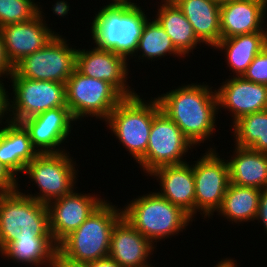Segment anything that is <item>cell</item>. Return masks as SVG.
<instances>
[{
	"label": "cell",
	"instance_id": "cell-32",
	"mask_svg": "<svg viewBox=\"0 0 267 267\" xmlns=\"http://www.w3.org/2000/svg\"><path fill=\"white\" fill-rule=\"evenodd\" d=\"M51 267H90V262L75 260L65 255L58 247L54 252Z\"/></svg>",
	"mask_w": 267,
	"mask_h": 267
},
{
	"label": "cell",
	"instance_id": "cell-12",
	"mask_svg": "<svg viewBox=\"0 0 267 267\" xmlns=\"http://www.w3.org/2000/svg\"><path fill=\"white\" fill-rule=\"evenodd\" d=\"M195 181V214L210 218L217 212L230 183L227 160L209 148L197 161H193Z\"/></svg>",
	"mask_w": 267,
	"mask_h": 267
},
{
	"label": "cell",
	"instance_id": "cell-31",
	"mask_svg": "<svg viewBox=\"0 0 267 267\" xmlns=\"http://www.w3.org/2000/svg\"><path fill=\"white\" fill-rule=\"evenodd\" d=\"M242 77L247 81L267 85V45L253 59Z\"/></svg>",
	"mask_w": 267,
	"mask_h": 267
},
{
	"label": "cell",
	"instance_id": "cell-25",
	"mask_svg": "<svg viewBox=\"0 0 267 267\" xmlns=\"http://www.w3.org/2000/svg\"><path fill=\"white\" fill-rule=\"evenodd\" d=\"M266 45L267 32H253L221 39L214 49L225 50L229 69L241 77Z\"/></svg>",
	"mask_w": 267,
	"mask_h": 267
},
{
	"label": "cell",
	"instance_id": "cell-2",
	"mask_svg": "<svg viewBox=\"0 0 267 267\" xmlns=\"http://www.w3.org/2000/svg\"><path fill=\"white\" fill-rule=\"evenodd\" d=\"M149 18L133 3L112 0L100 8L91 22L95 47L110 50L127 61L137 51L139 39Z\"/></svg>",
	"mask_w": 267,
	"mask_h": 267
},
{
	"label": "cell",
	"instance_id": "cell-37",
	"mask_svg": "<svg viewBox=\"0 0 267 267\" xmlns=\"http://www.w3.org/2000/svg\"><path fill=\"white\" fill-rule=\"evenodd\" d=\"M90 267H122L118 262L109 256L90 262Z\"/></svg>",
	"mask_w": 267,
	"mask_h": 267
},
{
	"label": "cell",
	"instance_id": "cell-9",
	"mask_svg": "<svg viewBox=\"0 0 267 267\" xmlns=\"http://www.w3.org/2000/svg\"><path fill=\"white\" fill-rule=\"evenodd\" d=\"M76 52L57 33L42 49L19 61L11 76L66 84L76 67Z\"/></svg>",
	"mask_w": 267,
	"mask_h": 267
},
{
	"label": "cell",
	"instance_id": "cell-6",
	"mask_svg": "<svg viewBox=\"0 0 267 267\" xmlns=\"http://www.w3.org/2000/svg\"><path fill=\"white\" fill-rule=\"evenodd\" d=\"M19 190L0 193V251L21 232L51 236L47 205Z\"/></svg>",
	"mask_w": 267,
	"mask_h": 267
},
{
	"label": "cell",
	"instance_id": "cell-19",
	"mask_svg": "<svg viewBox=\"0 0 267 267\" xmlns=\"http://www.w3.org/2000/svg\"><path fill=\"white\" fill-rule=\"evenodd\" d=\"M185 162L155 169L149 176L160 182L158 193L173 205L181 207L193 219L195 215V181L192 164Z\"/></svg>",
	"mask_w": 267,
	"mask_h": 267
},
{
	"label": "cell",
	"instance_id": "cell-7",
	"mask_svg": "<svg viewBox=\"0 0 267 267\" xmlns=\"http://www.w3.org/2000/svg\"><path fill=\"white\" fill-rule=\"evenodd\" d=\"M66 106L75 121L96 117L106 121L124 96L110 83L82 75L76 69L65 84Z\"/></svg>",
	"mask_w": 267,
	"mask_h": 267
},
{
	"label": "cell",
	"instance_id": "cell-33",
	"mask_svg": "<svg viewBox=\"0 0 267 267\" xmlns=\"http://www.w3.org/2000/svg\"><path fill=\"white\" fill-rule=\"evenodd\" d=\"M18 178H16L0 162V193L13 192L19 188Z\"/></svg>",
	"mask_w": 267,
	"mask_h": 267
},
{
	"label": "cell",
	"instance_id": "cell-29",
	"mask_svg": "<svg viewBox=\"0 0 267 267\" xmlns=\"http://www.w3.org/2000/svg\"><path fill=\"white\" fill-rule=\"evenodd\" d=\"M138 53L140 55H138ZM137 54V55H136ZM173 54L180 58H185L174 46L170 36L166 33L163 27L155 18L152 21L149 19L144 26L142 35L139 39L138 48L135 57L138 59H160L166 55ZM142 57V58H141Z\"/></svg>",
	"mask_w": 267,
	"mask_h": 267
},
{
	"label": "cell",
	"instance_id": "cell-36",
	"mask_svg": "<svg viewBox=\"0 0 267 267\" xmlns=\"http://www.w3.org/2000/svg\"><path fill=\"white\" fill-rule=\"evenodd\" d=\"M255 220L261 221V225H263L267 232V188L261 190L259 195L258 210Z\"/></svg>",
	"mask_w": 267,
	"mask_h": 267
},
{
	"label": "cell",
	"instance_id": "cell-1",
	"mask_svg": "<svg viewBox=\"0 0 267 267\" xmlns=\"http://www.w3.org/2000/svg\"><path fill=\"white\" fill-rule=\"evenodd\" d=\"M213 87L191 83L179 86L156 99L165 113L182 131L183 135L196 147L212 138L216 130L218 98ZM214 130V131H213Z\"/></svg>",
	"mask_w": 267,
	"mask_h": 267
},
{
	"label": "cell",
	"instance_id": "cell-18",
	"mask_svg": "<svg viewBox=\"0 0 267 267\" xmlns=\"http://www.w3.org/2000/svg\"><path fill=\"white\" fill-rule=\"evenodd\" d=\"M155 246L122 217L114 225L108 256L122 267H153L148 261Z\"/></svg>",
	"mask_w": 267,
	"mask_h": 267
},
{
	"label": "cell",
	"instance_id": "cell-40",
	"mask_svg": "<svg viewBox=\"0 0 267 267\" xmlns=\"http://www.w3.org/2000/svg\"><path fill=\"white\" fill-rule=\"evenodd\" d=\"M123 2L137 4V3L131 2V0H123ZM164 2H173V0H161V3H164Z\"/></svg>",
	"mask_w": 267,
	"mask_h": 267
},
{
	"label": "cell",
	"instance_id": "cell-26",
	"mask_svg": "<svg viewBox=\"0 0 267 267\" xmlns=\"http://www.w3.org/2000/svg\"><path fill=\"white\" fill-rule=\"evenodd\" d=\"M159 7L155 19L170 36L175 48L184 57L188 56L189 52H193V49L202 43L191 23L174 2L160 3Z\"/></svg>",
	"mask_w": 267,
	"mask_h": 267
},
{
	"label": "cell",
	"instance_id": "cell-11",
	"mask_svg": "<svg viewBox=\"0 0 267 267\" xmlns=\"http://www.w3.org/2000/svg\"><path fill=\"white\" fill-rule=\"evenodd\" d=\"M13 88L10 114L20 123L49 109L66 106L65 84L55 81L32 80L10 76Z\"/></svg>",
	"mask_w": 267,
	"mask_h": 267
},
{
	"label": "cell",
	"instance_id": "cell-3",
	"mask_svg": "<svg viewBox=\"0 0 267 267\" xmlns=\"http://www.w3.org/2000/svg\"><path fill=\"white\" fill-rule=\"evenodd\" d=\"M122 216L153 244L186 230L193 218L158 192L139 196L122 208Z\"/></svg>",
	"mask_w": 267,
	"mask_h": 267
},
{
	"label": "cell",
	"instance_id": "cell-35",
	"mask_svg": "<svg viewBox=\"0 0 267 267\" xmlns=\"http://www.w3.org/2000/svg\"><path fill=\"white\" fill-rule=\"evenodd\" d=\"M14 71V67L10 63V61L7 58L6 52H5V47H4V40L3 36L0 32V79L3 76L9 79V77L12 75ZM9 76V77H8Z\"/></svg>",
	"mask_w": 267,
	"mask_h": 267
},
{
	"label": "cell",
	"instance_id": "cell-14",
	"mask_svg": "<svg viewBox=\"0 0 267 267\" xmlns=\"http://www.w3.org/2000/svg\"><path fill=\"white\" fill-rule=\"evenodd\" d=\"M104 200L92 194L71 193L47 204L50 232L58 245L66 236L76 230Z\"/></svg>",
	"mask_w": 267,
	"mask_h": 267
},
{
	"label": "cell",
	"instance_id": "cell-5",
	"mask_svg": "<svg viewBox=\"0 0 267 267\" xmlns=\"http://www.w3.org/2000/svg\"><path fill=\"white\" fill-rule=\"evenodd\" d=\"M160 110L156 97L146 102L136 94L124 97L106 120L109 130L128 149L135 162L146 154L153 117Z\"/></svg>",
	"mask_w": 267,
	"mask_h": 267
},
{
	"label": "cell",
	"instance_id": "cell-4",
	"mask_svg": "<svg viewBox=\"0 0 267 267\" xmlns=\"http://www.w3.org/2000/svg\"><path fill=\"white\" fill-rule=\"evenodd\" d=\"M122 209L104 201L58 248L72 259L92 262L109 255L114 225L122 218Z\"/></svg>",
	"mask_w": 267,
	"mask_h": 267
},
{
	"label": "cell",
	"instance_id": "cell-20",
	"mask_svg": "<svg viewBox=\"0 0 267 267\" xmlns=\"http://www.w3.org/2000/svg\"><path fill=\"white\" fill-rule=\"evenodd\" d=\"M267 7L258 2L229 0L220 5L221 38L253 32H267L263 23ZM263 26V27H262Z\"/></svg>",
	"mask_w": 267,
	"mask_h": 267
},
{
	"label": "cell",
	"instance_id": "cell-21",
	"mask_svg": "<svg viewBox=\"0 0 267 267\" xmlns=\"http://www.w3.org/2000/svg\"><path fill=\"white\" fill-rule=\"evenodd\" d=\"M5 125L0 127V162L17 178L39 153L21 123L11 121Z\"/></svg>",
	"mask_w": 267,
	"mask_h": 267
},
{
	"label": "cell",
	"instance_id": "cell-22",
	"mask_svg": "<svg viewBox=\"0 0 267 267\" xmlns=\"http://www.w3.org/2000/svg\"><path fill=\"white\" fill-rule=\"evenodd\" d=\"M57 247L52 236H37L31 231L21 232L0 251V254L6 260L10 259L15 263L51 267Z\"/></svg>",
	"mask_w": 267,
	"mask_h": 267
},
{
	"label": "cell",
	"instance_id": "cell-17",
	"mask_svg": "<svg viewBox=\"0 0 267 267\" xmlns=\"http://www.w3.org/2000/svg\"><path fill=\"white\" fill-rule=\"evenodd\" d=\"M218 109H227L234 124L241 117L267 109V85L245 80L242 76L226 79L216 90Z\"/></svg>",
	"mask_w": 267,
	"mask_h": 267
},
{
	"label": "cell",
	"instance_id": "cell-39",
	"mask_svg": "<svg viewBox=\"0 0 267 267\" xmlns=\"http://www.w3.org/2000/svg\"><path fill=\"white\" fill-rule=\"evenodd\" d=\"M246 1L258 2V3L263 4L267 7V0H246Z\"/></svg>",
	"mask_w": 267,
	"mask_h": 267
},
{
	"label": "cell",
	"instance_id": "cell-34",
	"mask_svg": "<svg viewBox=\"0 0 267 267\" xmlns=\"http://www.w3.org/2000/svg\"><path fill=\"white\" fill-rule=\"evenodd\" d=\"M1 80L2 78L0 79V124L5 118H7L5 119V123L9 124L12 121L10 114V98L9 95H7L8 91H6V88L4 87L5 85Z\"/></svg>",
	"mask_w": 267,
	"mask_h": 267
},
{
	"label": "cell",
	"instance_id": "cell-8",
	"mask_svg": "<svg viewBox=\"0 0 267 267\" xmlns=\"http://www.w3.org/2000/svg\"><path fill=\"white\" fill-rule=\"evenodd\" d=\"M69 152L39 153L26 165L24 174L31 178L34 185H38L39 193L25 194L38 202L49 204L71 193L76 186L78 169L76 161L69 156ZM36 183V184H35Z\"/></svg>",
	"mask_w": 267,
	"mask_h": 267
},
{
	"label": "cell",
	"instance_id": "cell-28",
	"mask_svg": "<svg viewBox=\"0 0 267 267\" xmlns=\"http://www.w3.org/2000/svg\"><path fill=\"white\" fill-rule=\"evenodd\" d=\"M232 128L236 146L267 154V109L241 117Z\"/></svg>",
	"mask_w": 267,
	"mask_h": 267
},
{
	"label": "cell",
	"instance_id": "cell-27",
	"mask_svg": "<svg viewBox=\"0 0 267 267\" xmlns=\"http://www.w3.org/2000/svg\"><path fill=\"white\" fill-rule=\"evenodd\" d=\"M260 193L261 189L255 187L229 183L217 213L232 223L254 221Z\"/></svg>",
	"mask_w": 267,
	"mask_h": 267
},
{
	"label": "cell",
	"instance_id": "cell-30",
	"mask_svg": "<svg viewBox=\"0 0 267 267\" xmlns=\"http://www.w3.org/2000/svg\"><path fill=\"white\" fill-rule=\"evenodd\" d=\"M34 0H0V28L32 20L43 9Z\"/></svg>",
	"mask_w": 267,
	"mask_h": 267
},
{
	"label": "cell",
	"instance_id": "cell-16",
	"mask_svg": "<svg viewBox=\"0 0 267 267\" xmlns=\"http://www.w3.org/2000/svg\"><path fill=\"white\" fill-rule=\"evenodd\" d=\"M42 13L30 21L0 28L6 55L13 67L24 57L42 49L57 34L48 27Z\"/></svg>",
	"mask_w": 267,
	"mask_h": 267
},
{
	"label": "cell",
	"instance_id": "cell-23",
	"mask_svg": "<svg viewBox=\"0 0 267 267\" xmlns=\"http://www.w3.org/2000/svg\"><path fill=\"white\" fill-rule=\"evenodd\" d=\"M191 23L197 38L215 47L221 38L220 4L212 0H173Z\"/></svg>",
	"mask_w": 267,
	"mask_h": 267
},
{
	"label": "cell",
	"instance_id": "cell-10",
	"mask_svg": "<svg viewBox=\"0 0 267 267\" xmlns=\"http://www.w3.org/2000/svg\"><path fill=\"white\" fill-rule=\"evenodd\" d=\"M194 146L161 110L153 117L146 154L137 162L148 175L166 165H177Z\"/></svg>",
	"mask_w": 267,
	"mask_h": 267
},
{
	"label": "cell",
	"instance_id": "cell-38",
	"mask_svg": "<svg viewBox=\"0 0 267 267\" xmlns=\"http://www.w3.org/2000/svg\"><path fill=\"white\" fill-rule=\"evenodd\" d=\"M235 262L236 260L225 258L218 262V264H216L214 267H237V263Z\"/></svg>",
	"mask_w": 267,
	"mask_h": 267
},
{
	"label": "cell",
	"instance_id": "cell-24",
	"mask_svg": "<svg viewBox=\"0 0 267 267\" xmlns=\"http://www.w3.org/2000/svg\"><path fill=\"white\" fill-rule=\"evenodd\" d=\"M227 160L230 183L239 186L267 188V154L235 145Z\"/></svg>",
	"mask_w": 267,
	"mask_h": 267
},
{
	"label": "cell",
	"instance_id": "cell-41",
	"mask_svg": "<svg viewBox=\"0 0 267 267\" xmlns=\"http://www.w3.org/2000/svg\"><path fill=\"white\" fill-rule=\"evenodd\" d=\"M212 1H214V2H216V3H218V4H223V3H226L227 1H229V0H212Z\"/></svg>",
	"mask_w": 267,
	"mask_h": 267
},
{
	"label": "cell",
	"instance_id": "cell-15",
	"mask_svg": "<svg viewBox=\"0 0 267 267\" xmlns=\"http://www.w3.org/2000/svg\"><path fill=\"white\" fill-rule=\"evenodd\" d=\"M73 121L68 107H57L20 123L29 132L32 145L38 153H59L66 151L60 145L70 136Z\"/></svg>",
	"mask_w": 267,
	"mask_h": 267
},
{
	"label": "cell",
	"instance_id": "cell-13",
	"mask_svg": "<svg viewBox=\"0 0 267 267\" xmlns=\"http://www.w3.org/2000/svg\"><path fill=\"white\" fill-rule=\"evenodd\" d=\"M90 49H77L75 69L78 72L110 83L124 97L137 94L127 84L128 62L124 57L110 50L99 49L95 45Z\"/></svg>",
	"mask_w": 267,
	"mask_h": 267
}]
</instances>
